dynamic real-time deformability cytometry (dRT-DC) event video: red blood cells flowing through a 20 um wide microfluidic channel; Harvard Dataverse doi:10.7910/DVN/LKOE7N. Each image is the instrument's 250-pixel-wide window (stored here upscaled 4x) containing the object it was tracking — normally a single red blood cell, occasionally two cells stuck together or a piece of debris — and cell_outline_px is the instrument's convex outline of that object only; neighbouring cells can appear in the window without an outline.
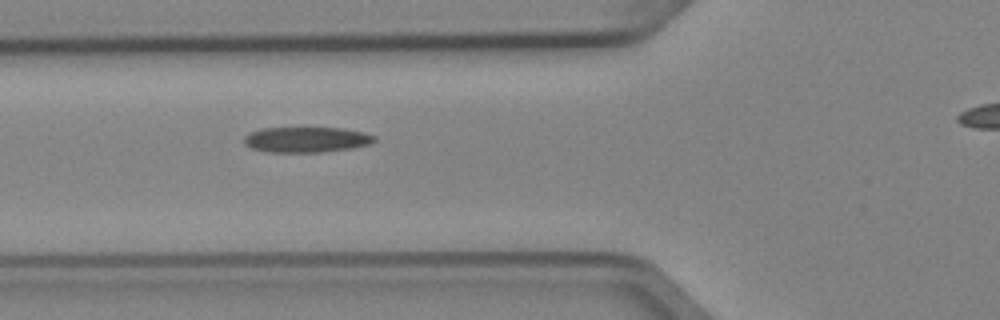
{"species": "Egyptian fruit bat (a non-hibernating species)", "species_latin": "Rousettus aegyptiacus", "temperature_condition": "cold", "stored_images_in_passage": 3, "segment_of_instrument_passage": [1, 2], "camera_frame_rate_fps": 3000, "um_per_image_px": 0.085, "animal": {"sex": "female"}, "frame": {"image": 1, "passage_image": 2, "time_ms": 0.333, "image_size_px": [1000, 320], "cell_outline_px": [[376, 140], [368, 144], [352, 148], [320, 152], [268, 152], [252, 148], [244, 144], [244, 136], [248, 132], [260, 128], [344, 128], [364, 132], [376, 136]], "centroid_in_image_um": [26.02, 11.86], "position_along_channel_um": 99.8, "area_um2": 19.42}}